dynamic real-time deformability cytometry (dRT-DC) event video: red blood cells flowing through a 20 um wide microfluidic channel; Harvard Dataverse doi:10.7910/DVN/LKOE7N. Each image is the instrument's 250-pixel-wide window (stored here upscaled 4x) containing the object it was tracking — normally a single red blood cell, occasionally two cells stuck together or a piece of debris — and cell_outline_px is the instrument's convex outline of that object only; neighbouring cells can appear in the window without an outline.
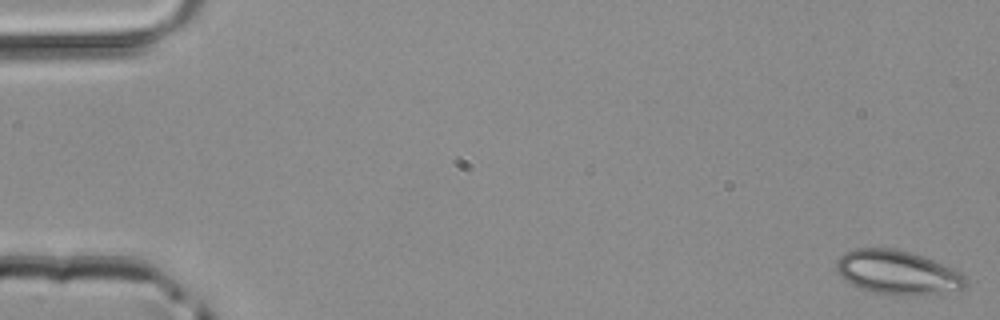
{"species": "common noctule bat (a hibernating species)", "species_latin": "Nyctalus noctula", "temperature_condition": "room temperature", "stored_images_in_passage": 15, "camera_frame_rate_fps": 3000, "um_per_image_px": 0.085, "animal": {"sex": "male", "body_mass_g": 20.4}, "frame": {"image": 1, "passage_image": 1, "time_ms": 0.0, "image_size_px": [1000, 320], "cell_outline_px": [[968, 284], [964, 288], [940, 292], [872, 292], [860, 288], [844, 280], [836, 272], [836, 260], [844, 252], [856, 248], [892, 248], [924, 256], [952, 268], [960, 272], [968, 280]], "centroid_in_image_um": [76.23, 23.09], "position_along_channel_um": 8.8, "area_um2": 32.14}}